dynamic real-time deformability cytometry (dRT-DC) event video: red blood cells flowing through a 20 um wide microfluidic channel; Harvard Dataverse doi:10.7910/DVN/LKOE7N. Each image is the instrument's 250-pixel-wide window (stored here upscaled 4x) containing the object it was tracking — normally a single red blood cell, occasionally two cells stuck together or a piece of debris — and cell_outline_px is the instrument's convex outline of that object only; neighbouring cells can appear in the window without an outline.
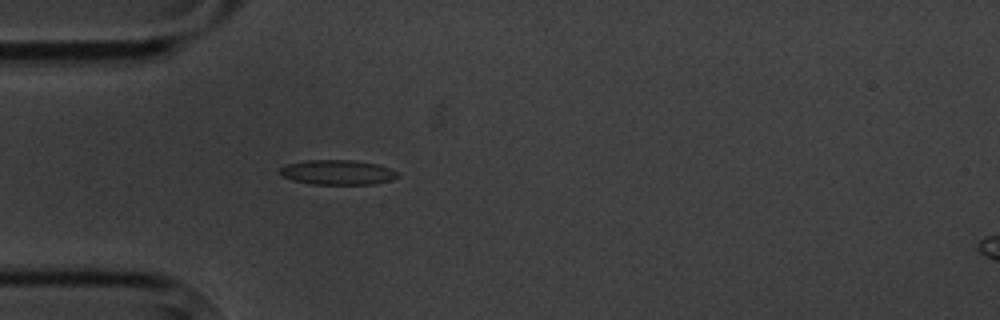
{"species": "common noctule bat (a hibernating species)", "species_latin": "Nyctalus noctula", "temperature_condition": "cold", "stored_images_in_passage": 1, "camera_frame_rate_fps": 3000, "um_per_image_px": 0.085, "animal": {"sex": "male", "body_mass_g": 20.1, "forearm_length_mm": 53.5}, "frame": {"image": 1, "passage_image": 1, "time_ms": 0.0, "image_size_px": [1000, 320], "cell_outline_px": [[400, 176], [388, 180], [372, 184], [312, 184], [292, 180], [284, 176], [280, 172], [280, 168], [284, 164], [308, 160], [356, 160], [380, 164], [400, 172]], "centroid_in_image_um": [28.72, 14.63], "position_along_channel_um": 56.3, "area_um2": 17.11}}